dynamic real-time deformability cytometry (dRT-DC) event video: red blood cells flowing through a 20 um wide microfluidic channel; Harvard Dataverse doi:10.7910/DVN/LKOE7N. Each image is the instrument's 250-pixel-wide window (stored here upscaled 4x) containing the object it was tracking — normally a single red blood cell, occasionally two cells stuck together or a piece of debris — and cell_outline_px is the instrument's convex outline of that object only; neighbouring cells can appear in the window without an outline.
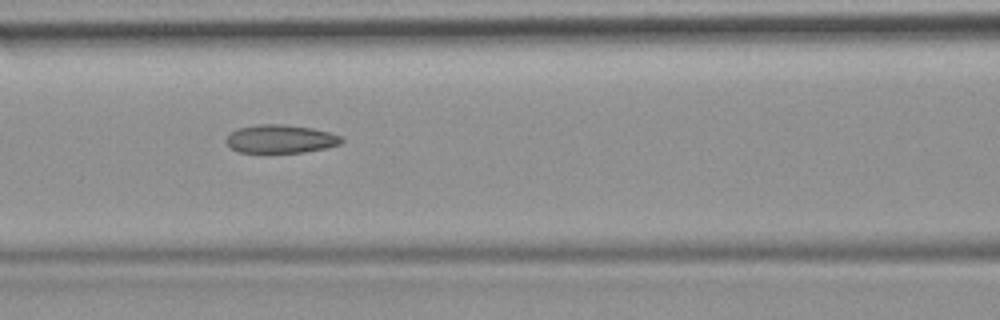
{"species": "common noctule bat (a hibernating species)", "species_latin": "Nyctalus noctula", "temperature_condition": "room temperature", "stored_images_in_passage": 51, "camera_frame_rate_fps": 3000, "um_per_image_px": 0.085, "animal": {"sex": "female", "body_mass_g": 19.9}, "frame": {"image": 1, "passage_image": 22, "time_ms": 7.0, "image_size_px": [1000, 320], "cell_outline_px": [[344, 140], [340, 144], [324, 148], [304, 152], [264, 156], [240, 152], [232, 148], [224, 140], [236, 128], [256, 124], [284, 124], [312, 128], [328, 132], [340, 136]], "centroid_in_image_um": [23.79, 11.85], "position_along_channel_um": 142.8, "area_um2": 19.83}, "authors_computed_cell_mechanics": {"area_um2": 19.8254, "velocity_mm_per_s": 3.9238, "shape_relaxation_time_tau1_ms": null, "shape_relaxation_time_tau2_ms": 3.1892, "deformation_change_tau1": null, "deformation_change_tau2": 0.1211}}